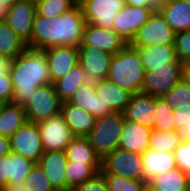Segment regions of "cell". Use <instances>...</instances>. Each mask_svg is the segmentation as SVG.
Returning a JSON list of instances; mask_svg holds the SVG:
<instances>
[{
	"label": "cell",
	"instance_id": "cell-1",
	"mask_svg": "<svg viewBox=\"0 0 190 191\" xmlns=\"http://www.w3.org/2000/svg\"><path fill=\"white\" fill-rule=\"evenodd\" d=\"M86 24L82 8L74 6L58 17L36 13L31 34V49L45 50L55 46H76L82 42Z\"/></svg>",
	"mask_w": 190,
	"mask_h": 191
},
{
	"label": "cell",
	"instance_id": "cell-2",
	"mask_svg": "<svg viewBox=\"0 0 190 191\" xmlns=\"http://www.w3.org/2000/svg\"><path fill=\"white\" fill-rule=\"evenodd\" d=\"M9 73L14 92L12 103L24 106L36 88L52 84L50 70L43 50L26 48L11 60Z\"/></svg>",
	"mask_w": 190,
	"mask_h": 191
},
{
	"label": "cell",
	"instance_id": "cell-3",
	"mask_svg": "<svg viewBox=\"0 0 190 191\" xmlns=\"http://www.w3.org/2000/svg\"><path fill=\"white\" fill-rule=\"evenodd\" d=\"M145 75L138 51L127 44L112 56L107 79L134 94L142 92Z\"/></svg>",
	"mask_w": 190,
	"mask_h": 191
},
{
	"label": "cell",
	"instance_id": "cell-4",
	"mask_svg": "<svg viewBox=\"0 0 190 191\" xmlns=\"http://www.w3.org/2000/svg\"><path fill=\"white\" fill-rule=\"evenodd\" d=\"M125 121L124 114L120 112H112L95 119L94 126L87 138L102 159L119 148Z\"/></svg>",
	"mask_w": 190,
	"mask_h": 191
},
{
	"label": "cell",
	"instance_id": "cell-5",
	"mask_svg": "<svg viewBox=\"0 0 190 191\" xmlns=\"http://www.w3.org/2000/svg\"><path fill=\"white\" fill-rule=\"evenodd\" d=\"M176 32L156 9L149 20L137 31L129 45L142 48L154 45H174Z\"/></svg>",
	"mask_w": 190,
	"mask_h": 191
},
{
	"label": "cell",
	"instance_id": "cell-6",
	"mask_svg": "<svg viewBox=\"0 0 190 191\" xmlns=\"http://www.w3.org/2000/svg\"><path fill=\"white\" fill-rule=\"evenodd\" d=\"M62 101L56 93L54 84L36 88L35 93L24 105L27 121L38 124L60 114Z\"/></svg>",
	"mask_w": 190,
	"mask_h": 191
},
{
	"label": "cell",
	"instance_id": "cell-7",
	"mask_svg": "<svg viewBox=\"0 0 190 191\" xmlns=\"http://www.w3.org/2000/svg\"><path fill=\"white\" fill-rule=\"evenodd\" d=\"M101 174H114L131 180H143L142 155L117 148L102 159Z\"/></svg>",
	"mask_w": 190,
	"mask_h": 191
},
{
	"label": "cell",
	"instance_id": "cell-8",
	"mask_svg": "<svg viewBox=\"0 0 190 191\" xmlns=\"http://www.w3.org/2000/svg\"><path fill=\"white\" fill-rule=\"evenodd\" d=\"M183 63L170 62L168 66L146 71L142 92L155 98L164 97L182 79Z\"/></svg>",
	"mask_w": 190,
	"mask_h": 191
},
{
	"label": "cell",
	"instance_id": "cell-9",
	"mask_svg": "<svg viewBox=\"0 0 190 191\" xmlns=\"http://www.w3.org/2000/svg\"><path fill=\"white\" fill-rule=\"evenodd\" d=\"M11 152L38 163L44 153L38 124L26 121L11 137Z\"/></svg>",
	"mask_w": 190,
	"mask_h": 191
},
{
	"label": "cell",
	"instance_id": "cell-10",
	"mask_svg": "<svg viewBox=\"0 0 190 191\" xmlns=\"http://www.w3.org/2000/svg\"><path fill=\"white\" fill-rule=\"evenodd\" d=\"M156 9L157 7L125 5L114 17L113 30L129 44Z\"/></svg>",
	"mask_w": 190,
	"mask_h": 191
},
{
	"label": "cell",
	"instance_id": "cell-11",
	"mask_svg": "<svg viewBox=\"0 0 190 191\" xmlns=\"http://www.w3.org/2000/svg\"><path fill=\"white\" fill-rule=\"evenodd\" d=\"M38 127L44 152L65 151L75 137L61 114L39 122Z\"/></svg>",
	"mask_w": 190,
	"mask_h": 191
},
{
	"label": "cell",
	"instance_id": "cell-12",
	"mask_svg": "<svg viewBox=\"0 0 190 191\" xmlns=\"http://www.w3.org/2000/svg\"><path fill=\"white\" fill-rule=\"evenodd\" d=\"M36 2L21 0L8 9L5 23L31 48V34L36 15Z\"/></svg>",
	"mask_w": 190,
	"mask_h": 191
},
{
	"label": "cell",
	"instance_id": "cell-13",
	"mask_svg": "<svg viewBox=\"0 0 190 191\" xmlns=\"http://www.w3.org/2000/svg\"><path fill=\"white\" fill-rule=\"evenodd\" d=\"M124 7V0H87L81 6L86 23L106 29H113L114 17Z\"/></svg>",
	"mask_w": 190,
	"mask_h": 191
},
{
	"label": "cell",
	"instance_id": "cell-14",
	"mask_svg": "<svg viewBox=\"0 0 190 191\" xmlns=\"http://www.w3.org/2000/svg\"><path fill=\"white\" fill-rule=\"evenodd\" d=\"M43 51L50 70L52 84L79 64V50L76 46H55Z\"/></svg>",
	"mask_w": 190,
	"mask_h": 191
},
{
	"label": "cell",
	"instance_id": "cell-15",
	"mask_svg": "<svg viewBox=\"0 0 190 191\" xmlns=\"http://www.w3.org/2000/svg\"><path fill=\"white\" fill-rule=\"evenodd\" d=\"M127 44L113 29L101 28L86 23L83 30L82 42L79 46L95 47L114 55Z\"/></svg>",
	"mask_w": 190,
	"mask_h": 191
},
{
	"label": "cell",
	"instance_id": "cell-16",
	"mask_svg": "<svg viewBox=\"0 0 190 191\" xmlns=\"http://www.w3.org/2000/svg\"><path fill=\"white\" fill-rule=\"evenodd\" d=\"M79 64L87 73L89 81L107 79L113 55L91 46H78Z\"/></svg>",
	"mask_w": 190,
	"mask_h": 191
},
{
	"label": "cell",
	"instance_id": "cell-17",
	"mask_svg": "<svg viewBox=\"0 0 190 191\" xmlns=\"http://www.w3.org/2000/svg\"><path fill=\"white\" fill-rule=\"evenodd\" d=\"M123 114L125 120L153 129L155 124L154 97L144 92L132 94Z\"/></svg>",
	"mask_w": 190,
	"mask_h": 191
},
{
	"label": "cell",
	"instance_id": "cell-18",
	"mask_svg": "<svg viewBox=\"0 0 190 191\" xmlns=\"http://www.w3.org/2000/svg\"><path fill=\"white\" fill-rule=\"evenodd\" d=\"M33 165L32 161L12 152L3 156L0 159V188L23 183Z\"/></svg>",
	"mask_w": 190,
	"mask_h": 191
},
{
	"label": "cell",
	"instance_id": "cell-19",
	"mask_svg": "<svg viewBox=\"0 0 190 191\" xmlns=\"http://www.w3.org/2000/svg\"><path fill=\"white\" fill-rule=\"evenodd\" d=\"M67 161L65 151H46L38 162L56 191H66L65 167Z\"/></svg>",
	"mask_w": 190,
	"mask_h": 191
},
{
	"label": "cell",
	"instance_id": "cell-20",
	"mask_svg": "<svg viewBox=\"0 0 190 191\" xmlns=\"http://www.w3.org/2000/svg\"><path fill=\"white\" fill-rule=\"evenodd\" d=\"M157 10L176 33L190 30V4L185 0H162Z\"/></svg>",
	"mask_w": 190,
	"mask_h": 191
},
{
	"label": "cell",
	"instance_id": "cell-21",
	"mask_svg": "<svg viewBox=\"0 0 190 191\" xmlns=\"http://www.w3.org/2000/svg\"><path fill=\"white\" fill-rule=\"evenodd\" d=\"M94 84L96 93L103 103V109L123 113L132 93L122 89L108 79L96 81Z\"/></svg>",
	"mask_w": 190,
	"mask_h": 191
},
{
	"label": "cell",
	"instance_id": "cell-22",
	"mask_svg": "<svg viewBox=\"0 0 190 191\" xmlns=\"http://www.w3.org/2000/svg\"><path fill=\"white\" fill-rule=\"evenodd\" d=\"M143 180L150 182L153 178L177 167L173 152H160L147 148L142 154Z\"/></svg>",
	"mask_w": 190,
	"mask_h": 191
},
{
	"label": "cell",
	"instance_id": "cell-23",
	"mask_svg": "<svg viewBox=\"0 0 190 191\" xmlns=\"http://www.w3.org/2000/svg\"><path fill=\"white\" fill-rule=\"evenodd\" d=\"M60 114L75 137H87L96 119L89 112L67 101L62 102Z\"/></svg>",
	"mask_w": 190,
	"mask_h": 191
},
{
	"label": "cell",
	"instance_id": "cell-24",
	"mask_svg": "<svg viewBox=\"0 0 190 191\" xmlns=\"http://www.w3.org/2000/svg\"><path fill=\"white\" fill-rule=\"evenodd\" d=\"M151 128L140 123L125 121V127L120 138L119 148L125 151L142 154L149 148Z\"/></svg>",
	"mask_w": 190,
	"mask_h": 191
},
{
	"label": "cell",
	"instance_id": "cell-25",
	"mask_svg": "<svg viewBox=\"0 0 190 191\" xmlns=\"http://www.w3.org/2000/svg\"><path fill=\"white\" fill-rule=\"evenodd\" d=\"M67 102L82 108L95 118L112 113L109 109H103V103L96 93L95 84L91 81L82 84Z\"/></svg>",
	"mask_w": 190,
	"mask_h": 191
},
{
	"label": "cell",
	"instance_id": "cell-26",
	"mask_svg": "<svg viewBox=\"0 0 190 191\" xmlns=\"http://www.w3.org/2000/svg\"><path fill=\"white\" fill-rule=\"evenodd\" d=\"M135 49L145 71L153 70V67L168 66L170 62H180L177 59L175 45H154Z\"/></svg>",
	"mask_w": 190,
	"mask_h": 191
},
{
	"label": "cell",
	"instance_id": "cell-27",
	"mask_svg": "<svg viewBox=\"0 0 190 191\" xmlns=\"http://www.w3.org/2000/svg\"><path fill=\"white\" fill-rule=\"evenodd\" d=\"M65 152L67 160L87 165H102V158L93 149L87 137H74Z\"/></svg>",
	"mask_w": 190,
	"mask_h": 191
},
{
	"label": "cell",
	"instance_id": "cell-28",
	"mask_svg": "<svg viewBox=\"0 0 190 191\" xmlns=\"http://www.w3.org/2000/svg\"><path fill=\"white\" fill-rule=\"evenodd\" d=\"M27 121L24 106L7 103L0 107V135L11 137Z\"/></svg>",
	"mask_w": 190,
	"mask_h": 191
},
{
	"label": "cell",
	"instance_id": "cell-29",
	"mask_svg": "<svg viewBox=\"0 0 190 191\" xmlns=\"http://www.w3.org/2000/svg\"><path fill=\"white\" fill-rule=\"evenodd\" d=\"M89 82L87 73L80 64L73 67L65 76L54 83L57 95L62 102L68 101L76 90Z\"/></svg>",
	"mask_w": 190,
	"mask_h": 191
},
{
	"label": "cell",
	"instance_id": "cell-30",
	"mask_svg": "<svg viewBox=\"0 0 190 191\" xmlns=\"http://www.w3.org/2000/svg\"><path fill=\"white\" fill-rule=\"evenodd\" d=\"M150 183L161 191H190V176L178 167L162 172Z\"/></svg>",
	"mask_w": 190,
	"mask_h": 191
},
{
	"label": "cell",
	"instance_id": "cell-31",
	"mask_svg": "<svg viewBox=\"0 0 190 191\" xmlns=\"http://www.w3.org/2000/svg\"><path fill=\"white\" fill-rule=\"evenodd\" d=\"M101 170L102 165H87L68 160L65 167L66 191H70L84 181L92 179Z\"/></svg>",
	"mask_w": 190,
	"mask_h": 191
},
{
	"label": "cell",
	"instance_id": "cell-32",
	"mask_svg": "<svg viewBox=\"0 0 190 191\" xmlns=\"http://www.w3.org/2000/svg\"><path fill=\"white\" fill-rule=\"evenodd\" d=\"M27 48V44L3 21L0 22V54L11 60Z\"/></svg>",
	"mask_w": 190,
	"mask_h": 191
},
{
	"label": "cell",
	"instance_id": "cell-33",
	"mask_svg": "<svg viewBox=\"0 0 190 191\" xmlns=\"http://www.w3.org/2000/svg\"><path fill=\"white\" fill-rule=\"evenodd\" d=\"M181 142L179 131L152 130L149 148L155 151L173 152Z\"/></svg>",
	"mask_w": 190,
	"mask_h": 191
},
{
	"label": "cell",
	"instance_id": "cell-34",
	"mask_svg": "<svg viewBox=\"0 0 190 191\" xmlns=\"http://www.w3.org/2000/svg\"><path fill=\"white\" fill-rule=\"evenodd\" d=\"M173 112L174 109L166 103L164 98L154 97L155 124L153 129L161 131L175 130Z\"/></svg>",
	"mask_w": 190,
	"mask_h": 191
},
{
	"label": "cell",
	"instance_id": "cell-35",
	"mask_svg": "<svg viewBox=\"0 0 190 191\" xmlns=\"http://www.w3.org/2000/svg\"><path fill=\"white\" fill-rule=\"evenodd\" d=\"M163 98L173 109L190 106V83L182 78Z\"/></svg>",
	"mask_w": 190,
	"mask_h": 191
},
{
	"label": "cell",
	"instance_id": "cell-36",
	"mask_svg": "<svg viewBox=\"0 0 190 191\" xmlns=\"http://www.w3.org/2000/svg\"><path fill=\"white\" fill-rule=\"evenodd\" d=\"M23 184L26 191H56L39 163H34Z\"/></svg>",
	"mask_w": 190,
	"mask_h": 191
},
{
	"label": "cell",
	"instance_id": "cell-37",
	"mask_svg": "<svg viewBox=\"0 0 190 191\" xmlns=\"http://www.w3.org/2000/svg\"><path fill=\"white\" fill-rule=\"evenodd\" d=\"M74 7L71 0H38L36 12L38 15L49 18L58 17Z\"/></svg>",
	"mask_w": 190,
	"mask_h": 191
},
{
	"label": "cell",
	"instance_id": "cell-38",
	"mask_svg": "<svg viewBox=\"0 0 190 191\" xmlns=\"http://www.w3.org/2000/svg\"><path fill=\"white\" fill-rule=\"evenodd\" d=\"M109 191H145L144 180H131L114 174H102Z\"/></svg>",
	"mask_w": 190,
	"mask_h": 191
},
{
	"label": "cell",
	"instance_id": "cell-39",
	"mask_svg": "<svg viewBox=\"0 0 190 191\" xmlns=\"http://www.w3.org/2000/svg\"><path fill=\"white\" fill-rule=\"evenodd\" d=\"M174 45L177 59L181 63L190 61V30L176 33Z\"/></svg>",
	"mask_w": 190,
	"mask_h": 191
},
{
	"label": "cell",
	"instance_id": "cell-40",
	"mask_svg": "<svg viewBox=\"0 0 190 191\" xmlns=\"http://www.w3.org/2000/svg\"><path fill=\"white\" fill-rule=\"evenodd\" d=\"M173 153L177 167L190 176V140H181Z\"/></svg>",
	"mask_w": 190,
	"mask_h": 191
},
{
	"label": "cell",
	"instance_id": "cell-41",
	"mask_svg": "<svg viewBox=\"0 0 190 191\" xmlns=\"http://www.w3.org/2000/svg\"><path fill=\"white\" fill-rule=\"evenodd\" d=\"M70 191H109L104 176L97 173L92 179L84 181Z\"/></svg>",
	"mask_w": 190,
	"mask_h": 191
},
{
	"label": "cell",
	"instance_id": "cell-42",
	"mask_svg": "<svg viewBox=\"0 0 190 191\" xmlns=\"http://www.w3.org/2000/svg\"><path fill=\"white\" fill-rule=\"evenodd\" d=\"M13 84L10 75L0 76V103H12L13 99Z\"/></svg>",
	"mask_w": 190,
	"mask_h": 191
},
{
	"label": "cell",
	"instance_id": "cell-43",
	"mask_svg": "<svg viewBox=\"0 0 190 191\" xmlns=\"http://www.w3.org/2000/svg\"><path fill=\"white\" fill-rule=\"evenodd\" d=\"M173 123L175 125V130L180 131L190 120V106L181 109H174L173 112Z\"/></svg>",
	"mask_w": 190,
	"mask_h": 191
},
{
	"label": "cell",
	"instance_id": "cell-44",
	"mask_svg": "<svg viewBox=\"0 0 190 191\" xmlns=\"http://www.w3.org/2000/svg\"><path fill=\"white\" fill-rule=\"evenodd\" d=\"M11 153L10 138L0 135V159Z\"/></svg>",
	"mask_w": 190,
	"mask_h": 191
},
{
	"label": "cell",
	"instance_id": "cell-45",
	"mask_svg": "<svg viewBox=\"0 0 190 191\" xmlns=\"http://www.w3.org/2000/svg\"><path fill=\"white\" fill-rule=\"evenodd\" d=\"M125 5L136 7H157L155 0H124Z\"/></svg>",
	"mask_w": 190,
	"mask_h": 191
},
{
	"label": "cell",
	"instance_id": "cell-46",
	"mask_svg": "<svg viewBox=\"0 0 190 191\" xmlns=\"http://www.w3.org/2000/svg\"><path fill=\"white\" fill-rule=\"evenodd\" d=\"M11 64V59L3 54H0V76L10 75L9 68Z\"/></svg>",
	"mask_w": 190,
	"mask_h": 191
},
{
	"label": "cell",
	"instance_id": "cell-47",
	"mask_svg": "<svg viewBox=\"0 0 190 191\" xmlns=\"http://www.w3.org/2000/svg\"><path fill=\"white\" fill-rule=\"evenodd\" d=\"M2 191H26L23 183L9 184L2 188Z\"/></svg>",
	"mask_w": 190,
	"mask_h": 191
},
{
	"label": "cell",
	"instance_id": "cell-48",
	"mask_svg": "<svg viewBox=\"0 0 190 191\" xmlns=\"http://www.w3.org/2000/svg\"><path fill=\"white\" fill-rule=\"evenodd\" d=\"M179 133L181 140H190V120Z\"/></svg>",
	"mask_w": 190,
	"mask_h": 191
},
{
	"label": "cell",
	"instance_id": "cell-49",
	"mask_svg": "<svg viewBox=\"0 0 190 191\" xmlns=\"http://www.w3.org/2000/svg\"><path fill=\"white\" fill-rule=\"evenodd\" d=\"M182 78L190 83V61L183 63V76Z\"/></svg>",
	"mask_w": 190,
	"mask_h": 191
},
{
	"label": "cell",
	"instance_id": "cell-50",
	"mask_svg": "<svg viewBox=\"0 0 190 191\" xmlns=\"http://www.w3.org/2000/svg\"><path fill=\"white\" fill-rule=\"evenodd\" d=\"M8 7L5 5L4 0H0V22L5 21L7 13H8Z\"/></svg>",
	"mask_w": 190,
	"mask_h": 191
},
{
	"label": "cell",
	"instance_id": "cell-51",
	"mask_svg": "<svg viewBox=\"0 0 190 191\" xmlns=\"http://www.w3.org/2000/svg\"><path fill=\"white\" fill-rule=\"evenodd\" d=\"M145 191H161V190L154 187L150 182H146Z\"/></svg>",
	"mask_w": 190,
	"mask_h": 191
},
{
	"label": "cell",
	"instance_id": "cell-52",
	"mask_svg": "<svg viewBox=\"0 0 190 191\" xmlns=\"http://www.w3.org/2000/svg\"><path fill=\"white\" fill-rule=\"evenodd\" d=\"M87 0H71V2L73 3L74 6H83V4L86 2Z\"/></svg>",
	"mask_w": 190,
	"mask_h": 191
},
{
	"label": "cell",
	"instance_id": "cell-53",
	"mask_svg": "<svg viewBox=\"0 0 190 191\" xmlns=\"http://www.w3.org/2000/svg\"><path fill=\"white\" fill-rule=\"evenodd\" d=\"M5 1V5L10 8L12 7L15 3L21 1V0H4Z\"/></svg>",
	"mask_w": 190,
	"mask_h": 191
}]
</instances>
